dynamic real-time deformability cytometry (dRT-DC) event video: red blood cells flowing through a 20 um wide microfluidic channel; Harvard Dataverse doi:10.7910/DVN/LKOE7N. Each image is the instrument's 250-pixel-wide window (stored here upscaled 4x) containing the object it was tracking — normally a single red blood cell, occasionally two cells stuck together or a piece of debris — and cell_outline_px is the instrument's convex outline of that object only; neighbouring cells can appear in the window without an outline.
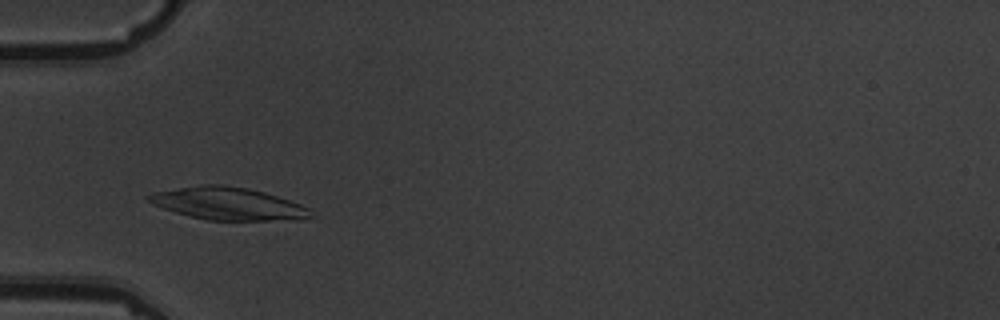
{"species": "common noctule bat (a hibernating species)", "species_latin": "Nyctalus noctula", "temperature_condition": "warm", "stored_images_in_passage": 9, "camera_frame_rate_fps": 3000, "um_per_image_px": 0.085, "animal": {"sex": "male", "body_mass_g": 19.5, "forearm_length_mm": 54.6}, "frame": {"image": 1, "passage_image": 4, "time_ms": 3.333, "image_size_px": [1000, 320], "cell_outline_px": [[316, 216], [296, 220], [208, 220], [176, 212], [152, 204], [144, 196], [152, 192], [204, 184], [220, 184], [248, 188], [264, 192], [312, 208]], "centroid_in_image_um": [19.43, 17.31], "position_along_channel_um": 65.6, "area_um2": 30.75}}
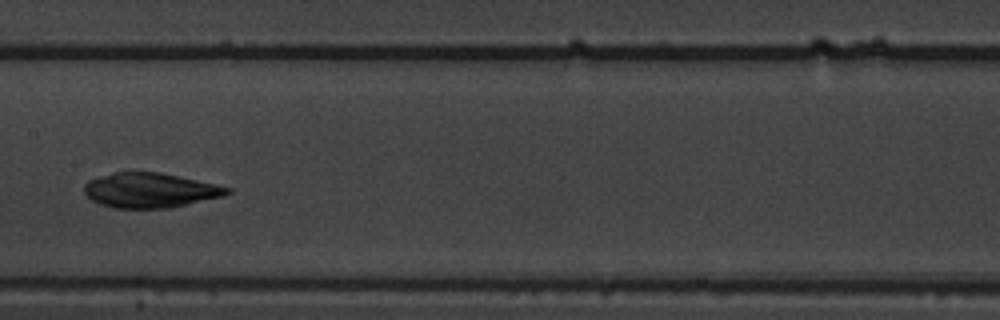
{"frame": {"image": 2, "passage_image": 7, "time_ms": 7.0, "image_size_px": [1000, 320], "cell_outline_px": [[232, 192], [224, 196], [172, 208], [112, 208], [100, 204], [92, 200], [84, 192], [84, 184], [88, 180], [112, 172], [132, 168], [160, 172], [180, 176], [216, 184], [232, 188]], "centroid_in_image_um": [12.75, 16.14], "position_along_channel_um": 194.7, "area_um2": 29.94}}
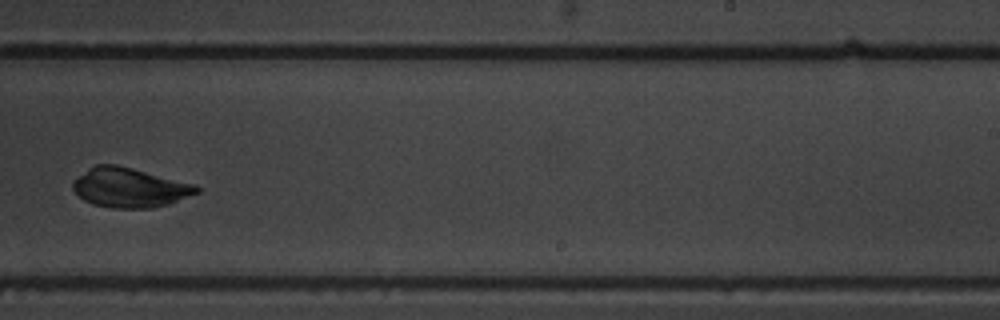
{"frame": {"image": 3, "passage_image": 9, "time_ms": 9.333, "image_size_px": [1000, 320], "cell_outline_px": [[204, 188], [200, 192], [168, 204], [152, 208], [112, 208], [92, 204], [84, 200], [72, 188], [72, 180], [76, 176], [88, 168], [96, 164], [116, 164], [196, 184]], "centroid_in_image_um": [11.02, 15.94], "position_along_channel_um": 278.0, "area_um2": 28.78}}